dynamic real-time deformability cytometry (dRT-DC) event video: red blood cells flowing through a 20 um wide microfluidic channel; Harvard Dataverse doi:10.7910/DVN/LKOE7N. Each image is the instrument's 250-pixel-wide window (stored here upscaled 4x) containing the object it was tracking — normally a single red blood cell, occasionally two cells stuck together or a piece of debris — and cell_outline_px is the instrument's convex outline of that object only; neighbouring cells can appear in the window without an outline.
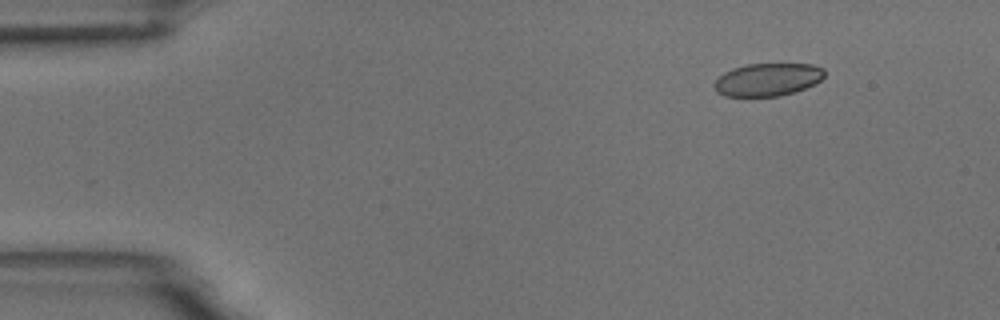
{"species": "common noctule bat (a hibernating species)", "species_latin": "Nyctalus noctula", "temperature_condition": "room temperature", "stored_images_in_passage": 6, "segment_of_instrument_passage": [1, 2], "camera_frame_rate_fps": 3000, "um_per_image_px": 0.085, "animal": {"sex": "male", "body_mass_g": 18.8}, "frame": {"image": 1, "passage_image": 2, "time_ms": 2.0, "image_size_px": [1000, 320], "cell_outline_px": [[824, 76], [820, 80], [804, 88], [780, 96], [724, 96], [716, 92], [712, 84], [724, 72], [732, 68], [748, 64], [812, 64], [824, 68]], "centroid_in_image_um": [65.21, 6.76], "position_along_channel_um": 19.8, "area_um2": 20.98}}
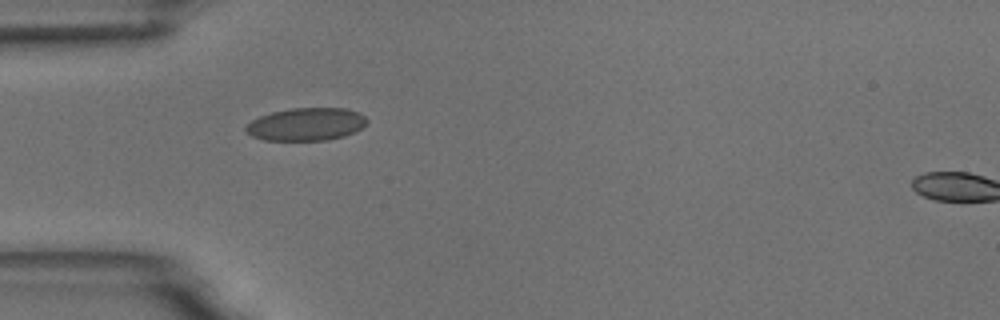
{"frame": {"image": 2, "passage_image": 5, "time_ms": 5.333, "image_size_px": [1000, 320], "cell_outline_px": [[368, 120], [360, 128], [344, 136], [328, 140], [264, 140], [252, 136], [244, 128], [252, 120], [260, 116], [272, 112], [292, 108], [344, 108], [360, 112]], "centroid_in_image_um": [26.03, 10.55], "position_along_channel_um": 59.0, "area_um2": 22.95}}